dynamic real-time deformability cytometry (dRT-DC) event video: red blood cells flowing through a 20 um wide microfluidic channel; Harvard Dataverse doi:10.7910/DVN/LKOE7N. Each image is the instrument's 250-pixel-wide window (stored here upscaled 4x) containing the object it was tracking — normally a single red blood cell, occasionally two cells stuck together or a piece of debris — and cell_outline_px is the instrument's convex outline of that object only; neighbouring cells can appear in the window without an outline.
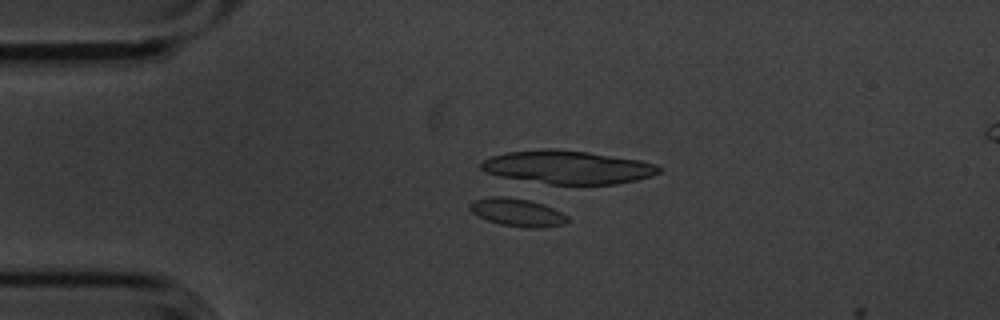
{"species": "common noctule bat (a hibernating species)", "species_latin": "Nyctalus noctula", "temperature_condition": "cold", "stored_images_in_passage": 4, "camera_frame_rate_fps": 3000, "um_per_image_px": 0.085, "animal": {"sex": "male", "body_mass_g": 20.1, "forearm_length_mm": 53.5}, "frame": {"image": 1, "passage_image": 3, "time_ms": 0.667, "image_size_px": [1000, 320], "cell_outline_px": [[568, 220], [564, 224], [540, 228], [524, 228], [500, 224], [488, 220], [472, 212], [468, 208], [468, 204], [472, 200], [488, 196], [504, 196], [528, 200], [544, 204], [568, 216]], "centroid_in_image_um": [43.93, 18.04], "position_along_channel_um": 41.1, "area_um2": 15.95}}